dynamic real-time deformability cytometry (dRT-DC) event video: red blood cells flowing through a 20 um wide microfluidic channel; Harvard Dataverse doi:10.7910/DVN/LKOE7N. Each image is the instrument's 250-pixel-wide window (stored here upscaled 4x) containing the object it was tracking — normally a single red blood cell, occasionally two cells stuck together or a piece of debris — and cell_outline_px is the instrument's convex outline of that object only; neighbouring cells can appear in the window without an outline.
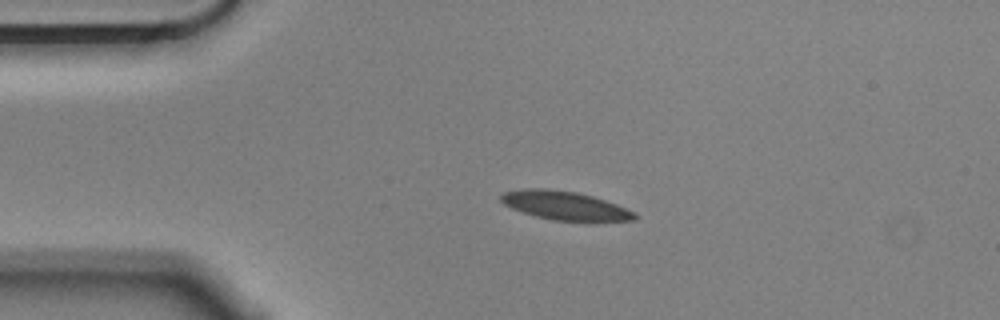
{"species": "Egyptian fruit bat (a non-hibernating species)", "species_latin": "Rousettus aegyptiacus", "temperature_condition": "cold", "stored_images_in_passage": 45, "camera_frame_rate_fps": 3000, "um_per_image_px": 0.085, "animal": {"sex": "male"}, "frame": {"image": 1, "passage_image": 1, "time_ms": 0.0, "image_size_px": [1000, 320], "cell_outline_px": [[636, 216], [632, 220], [552, 220], [536, 216], [512, 208], [504, 204], [500, 200], [500, 196], [504, 192], [524, 188], [544, 188], [576, 192], [592, 196], [616, 204], [632, 212]], "centroid_in_image_um": [47.92, 17.45], "position_along_channel_um": 37.1, "area_um2": 21.68}}
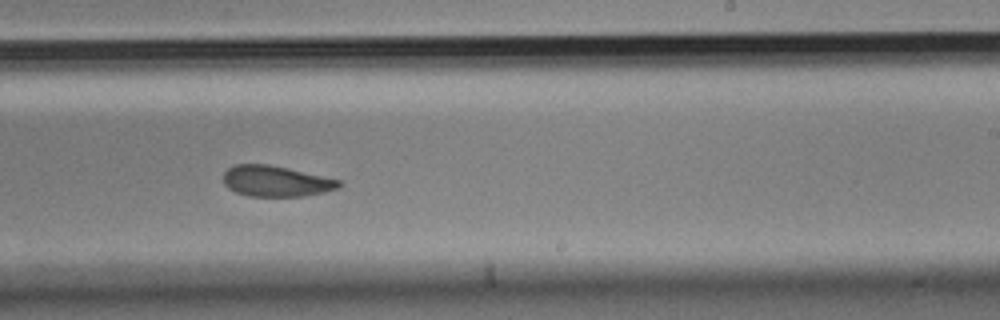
{"frame": {"image": 2, "passage_image": 23, "time_ms": 7.333, "image_size_px": [1000, 320], "cell_outline_px": [[344, 184], [340, 188], [324, 192], [304, 196], [248, 196], [236, 192], [228, 188], [224, 184], [224, 172], [228, 168], [236, 164], [268, 164], [288, 168], [340, 180]], "centroid_in_image_um": [23.47, 15.4], "position_along_channel_um": 265.5, "area_um2": 20.81}}
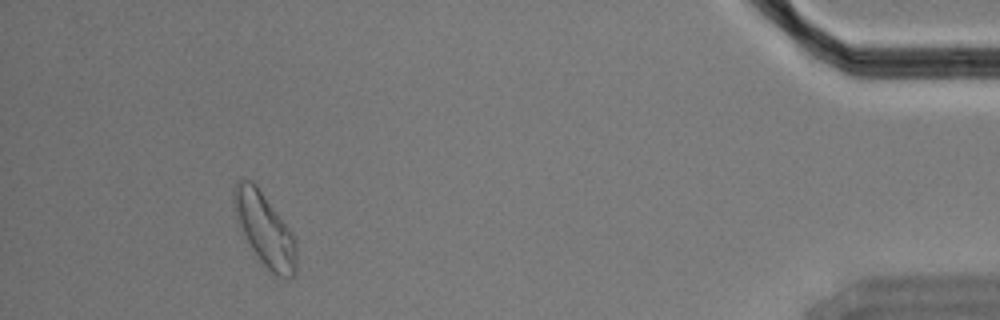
{"frame": {"image": 3, "passage_image": 41, "time_ms": 13.333, "image_size_px": [1000, 320], "cell_outline_px": [[296, 272], [292, 276], [280, 276], [272, 272], [260, 260], [244, 236], [236, 220], [232, 200], [232, 188], [236, 180], [252, 180], [256, 184], [292, 232], [296, 244]], "centroid_in_image_um": [22.46, 19.43], "position_along_channel_um": 412.7, "area_um2": 26.3}, "authors_computed_cell_mechanics": {"area_um2": 22.542, "velocity_mm_per_s": 3.5309, "shape_relaxation_time_tau1_ms": 6.1455, "shape_relaxation_time_tau2_ms": 4.0185, "deformation_change_tau1": 0.1273, "deformation_change_tau2": 0.0829}}